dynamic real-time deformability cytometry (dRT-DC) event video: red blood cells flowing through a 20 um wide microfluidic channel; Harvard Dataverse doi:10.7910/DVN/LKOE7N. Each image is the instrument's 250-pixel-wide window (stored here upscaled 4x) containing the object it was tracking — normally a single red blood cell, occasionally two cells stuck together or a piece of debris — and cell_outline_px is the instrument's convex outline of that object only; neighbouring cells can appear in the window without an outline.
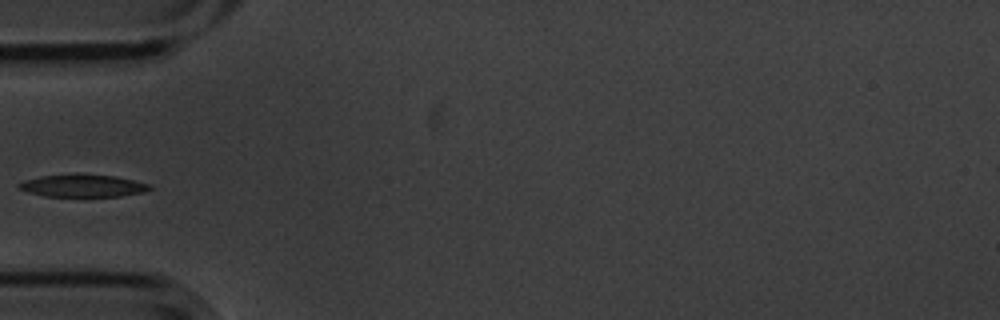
{"species": "common noctule bat (a hibernating species)", "species_latin": "Nyctalus noctula", "temperature_condition": "cold", "stored_images_in_passage": 4, "camera_frame_rate_fps": 3000, "um_per_image_px": 0.085, "animal": {"sex": "male", "body_mass_g": 20.1, "forearm_length_mm": 53.5}, "frame": {"image": 1, "passage_image": 3, "time_ms": 0.667, "image_size_px": [1000, 320], "cell_outline_px": [[156, 188], [144, 192], [120, 196], [44, 196], [28, 192], [20, 188], [16, 184], [24, 180], [40, 176], [76, 172], [116, 176], [152, 184]], "centroid_in_image_um": [7.09, 15.76], "position_along_channel_um": 77.9, "area_um2": 17.69}}
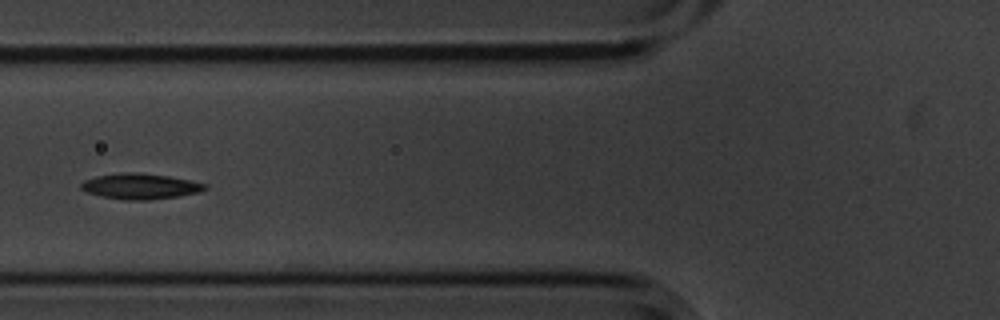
{"frame": {"image": 2, "passage_image": 4, "time_ms": 1.0, "image_size_px": [1000, 320], "cell_outline_px": [[208, 188], [200, 192], [180, 196], [148, 200], [124, 200], [104, 196], [88, 192], [80, 188], [80, 184], [84, 180], [96, 176], [124, 172], [136, 172], [168, 176], [208, 184]], "centroid_in_image_um": [11.95, 15.83], "position_along_channel_um": 113.8, "area_um2": 18.44}}